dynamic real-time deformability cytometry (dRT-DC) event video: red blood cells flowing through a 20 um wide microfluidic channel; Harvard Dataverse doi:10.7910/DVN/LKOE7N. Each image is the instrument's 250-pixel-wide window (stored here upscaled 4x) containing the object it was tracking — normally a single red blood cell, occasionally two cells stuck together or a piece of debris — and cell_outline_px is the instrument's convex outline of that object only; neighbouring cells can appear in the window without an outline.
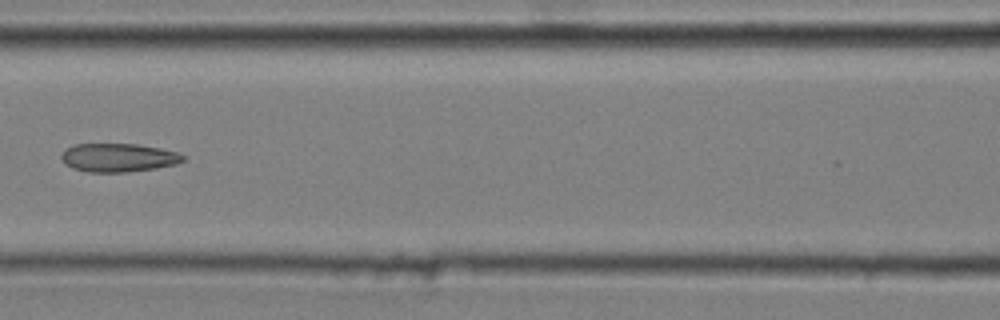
{"species": "common noctule bat (a hibernating species)", "species_latin": "Nyctalus noctula", "temperature_condition": "cold", "stored_images_in_passage": 7, "camera_frame_rate_fps": 3000, "um_per_image_px": 0.085, "animal": {"sex": "male", "body_mass_g": 20.4}, "frame": {"image": 1, "passage_image": 4, "time_ms": 1.0, "image_size_px": [1000, 320], "cell_outline_px": [[184, 160], [176, 164], [156, 168], [124, 172], [88, 172], [72, 168], [64, 164], [60, 156], [72, 144], [136, 144], [160, 148], [176, 152], [184, 156]], "centroid_in_image_um": [10.03, 13.4], "position_along_channel_um": 156.6, "area_um2": 20.11}}
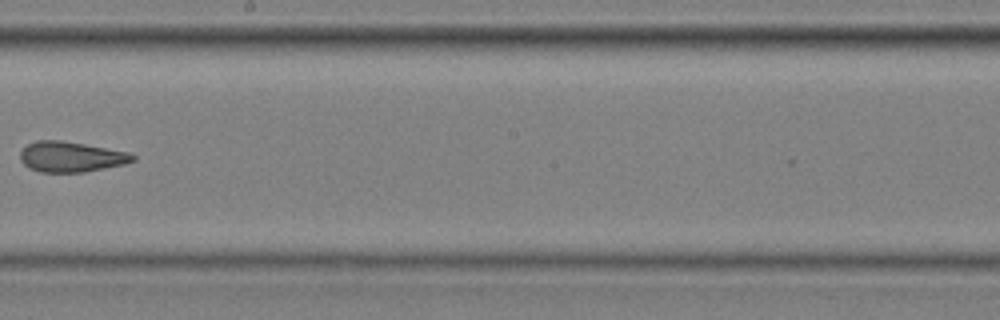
{"frame": {"image": 2, "passage_image": 6, "time_ms": 1.667, "image_size_px": [1000, 320], "cell_outline_px": [[136, 160], [124, 164], [84, 172], [40, 172], [28, 168], [20, 160], [20, 152], [28, 144], [36, 140], [60, 140], [84, 144], [128, 152], [136, 156]], "centroid_in_image_um": [6.02, 13.33], "position_along_channel_um": 242.2, "area_um2": 19.88}}
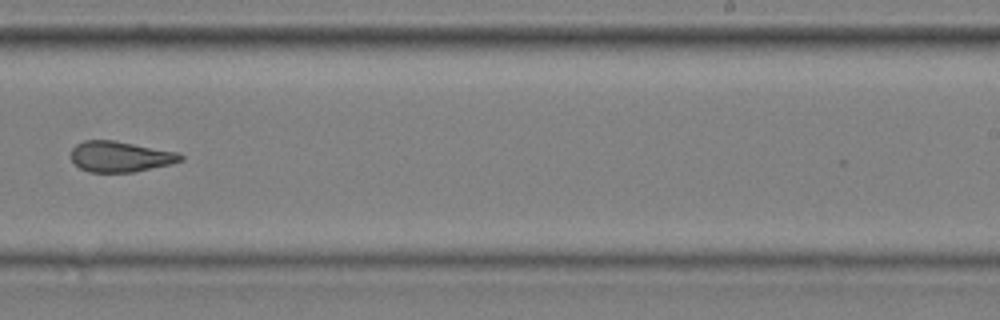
{"frame": {"image": 3, "passage_image": 7, "time_ms": 2.0, "image_size_px": [1000, 320], "cell_outline_px": [[184, 160], [172, 164], [132, 172], [88, 172], [80, 168], [72, 160], [72, 148], [76, 144], [84, 140], [116, 140], [176, 152], [184, 156]], "centroid_in_image_um": [10.23, 13.31], "position_along_channel_um": 278.8, "area_um2": 19.59}}